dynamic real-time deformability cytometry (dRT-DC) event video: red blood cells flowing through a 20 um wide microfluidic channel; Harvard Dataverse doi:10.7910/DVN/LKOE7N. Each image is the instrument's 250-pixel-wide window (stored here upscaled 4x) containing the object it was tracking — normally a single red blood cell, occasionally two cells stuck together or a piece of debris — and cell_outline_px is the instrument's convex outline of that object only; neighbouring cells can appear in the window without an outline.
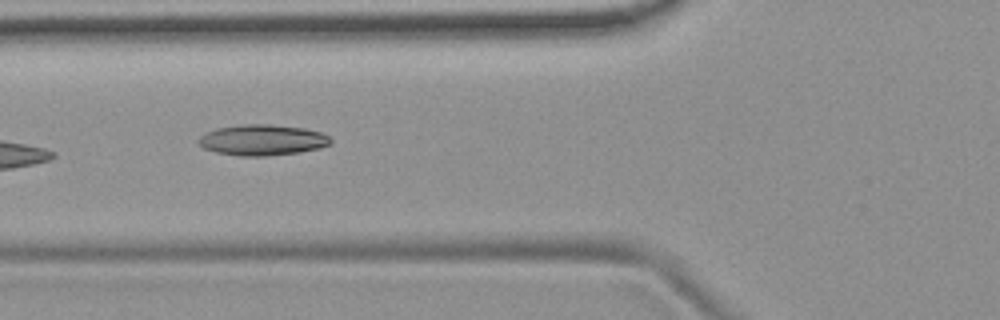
{"species": "common noctule bat (a hibernating species)", "species_latin": "Nyctalus noctula", "temperature_condition": "room temperature", "stored_images_in_passage": 8, "camera_frame_rate_fps": 3000, "um_per_image_px": 0.085, "animal": {"sex": "female", "body_mass_g": 19.9}, "frame": {"image": 1, "passage_image": 7, "time_ms": 7.0, "image_size_px": [1000, 320], "cell_outline_px": [[332, 140], [328, 144], [320, 148], [300, 152], [264, 156], [240, 156], [216, 152], [204, 148], [200, 144], [200, 136], [216, 128], [244, 124], [268, 124], [304, 128], [320, 132], [328, 136]], "centroid_in_image_um": [22.31, 11.9], "position_along_channel_um": 103.5, "area_um2": 23.47}}
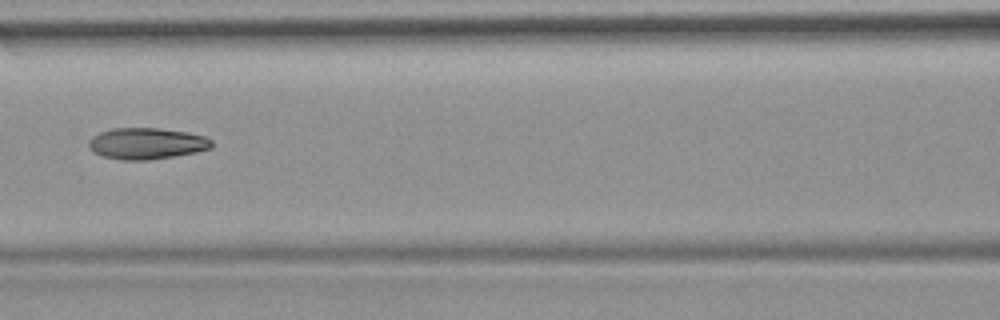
{"frame": {"image": 2, "passage_image": 8, "time_ms": 8.333, "image_size_px": [1000, 320], "cell_outline_px": [[212, 148], [196, 152], [176, 156], [148, 160], [120, 160], [104, 156], [92, 152], [88, 148], [88, 140], [92, 136], [100, 132], [112, 128], [156, 128], [188, 132], [204, 136], [212, 140]], "centroid_in_image_um": [12.44, 12.2], "position_along_channel_um": 154.2, "area_um2": 22.66}}